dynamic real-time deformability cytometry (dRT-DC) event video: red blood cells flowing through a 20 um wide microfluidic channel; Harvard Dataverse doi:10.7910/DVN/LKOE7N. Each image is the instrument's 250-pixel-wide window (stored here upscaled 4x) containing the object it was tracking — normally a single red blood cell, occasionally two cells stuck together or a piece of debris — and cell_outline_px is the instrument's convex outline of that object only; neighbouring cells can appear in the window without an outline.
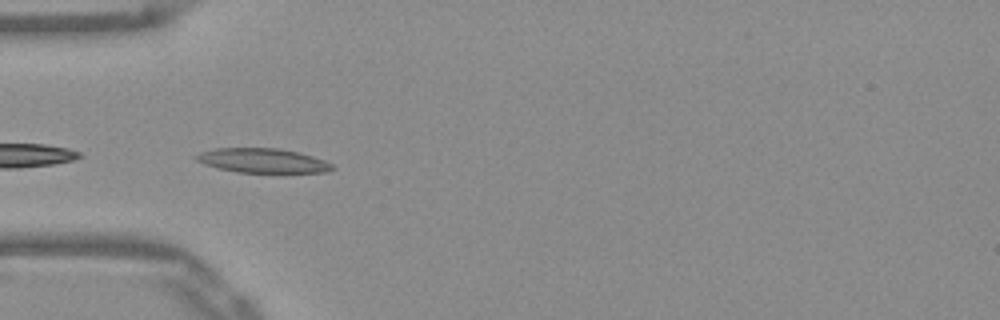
{"species": "Egyptian fruit bat (a non-hibernating species)", "species_latin": "Rousettus aegyptiacus", "temperature_condition": "warm", "stored_images_in_passage": 29, "camera_frame_rate_fps": 3000, "um_per_image_px": 0.085, "frame": {"image": 1, "passage_image": 3, "time_ms": 0.667, "image_size_px": [1000, 320], "cell_outline_px": [[336, 168], [328, 172], [236, 172], [216, 168], [204, 164], [196, 160], [192, 156], [200, 152], [216, 148], [276, 148], [296, 152], [312, 156], [324, 160], [332, 164]], "centroid_in_image_um": [22.28, 13.65], "position_along_channel_um": 62.7, "area_um2": 19.31}}
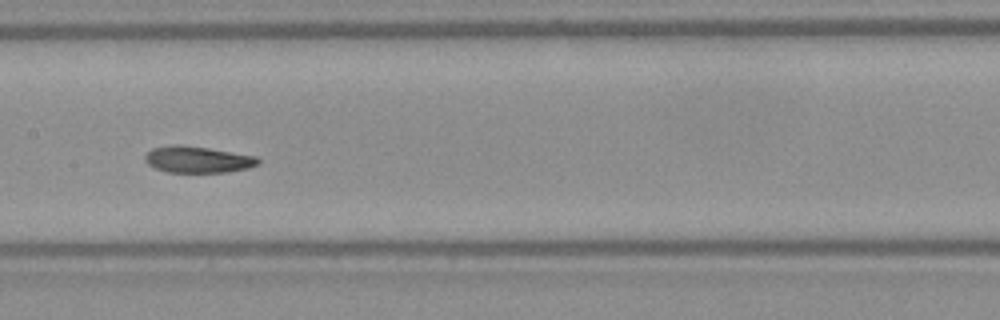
{"frame": {"image": 2, "passage_image": 13, "time_ms": 4.0, "image_size_px": [1000, 320], "cell_outline_px": [[260, 164], [248, 168], [228, 172], [168, 172], [156, 168], [148, 164], [144, 160], [144, 156], [152, 148], [176, 144], [208, 148], [256, 156], [260, 160]], "centroid_in_image_um": [16.81, 13.56], "position_along_channel_um": 190.6, "area_um2": 17.4}}
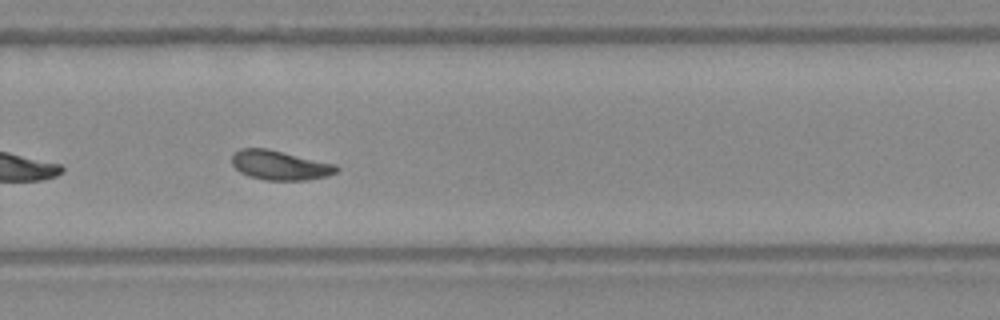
{"frame": {"image": 3, "passage_image": 22, "time_ms": 7.0, "image_size_px": [1000, 320], "cell_outline_px": [[340, 168], [336, 172], [328, 176], [304, 180], [264, 180], [248, 176], [240, 172], [232, 164], [232, 156], [240, 148], [268, 148], [336, 164]], "centroid_in_image_um": [23.8, 14.04], "position_along_channel_um": 306.0, "area_um2": 18.03}, "authors_computed_cell_mechanics": {"area_um2": 17.8024, "velocity_mm_per_s": 3.8652, "shape_relaxation_time_tau1_ms": 9.1917, "shape_relaxation_time_tau2_ms": 2.146, "deformation_change_tau1": 0.232, "deformation_change_tau2": 0.0674}}